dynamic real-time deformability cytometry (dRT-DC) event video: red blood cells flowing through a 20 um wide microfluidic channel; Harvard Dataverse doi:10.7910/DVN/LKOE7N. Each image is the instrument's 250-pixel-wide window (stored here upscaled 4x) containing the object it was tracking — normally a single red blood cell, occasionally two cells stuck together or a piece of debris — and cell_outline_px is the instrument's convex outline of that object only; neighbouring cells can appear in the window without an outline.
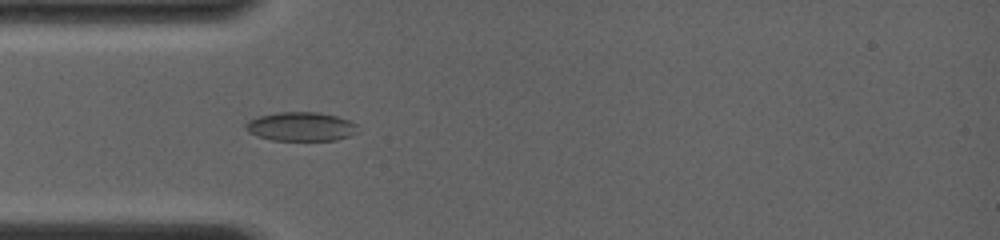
{"species": "common noctule bat (a hibernating species)", "species_latin": "Nyctalus noctula", "temperature_condition": "room temperature", "stored_images_in_passage": 29, "camera_frame_rate_fps": 4000, "um_per_image_px": 0.085, "animal": {"sex": "female", "body_mass_g": 19.0, "forearm_length_mm": 56.7}, "frame": {"image": 1, "passage_image": 3, "time_ms": 0.75, "image_size_px": [1000, 240], "cell_outline_px": [[356, 132], [348, 136], [336, 140], [272, 140], [256, 136], [248, 132], [244, 128], [244, 124], [248, 120], [260, 116], [276, 112], [320, 112], [336, 116], [348, 120], [356, 124]], "centroid_in_image_um": [25.52, 10.75], "position_along_channel_um": 59.5, "area_um2": 18.9}}
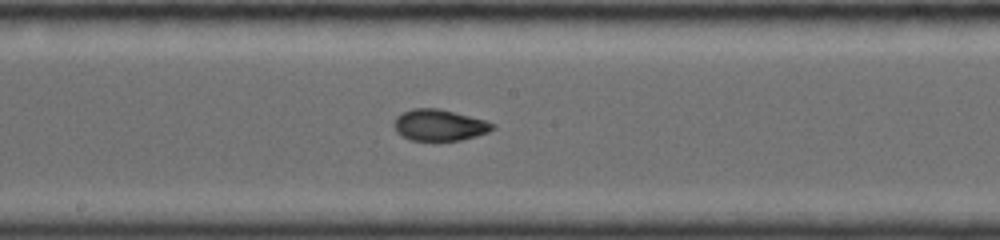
{"frame": {"image": 2, "passage_image": 13, "time_ms": 4.5, "image_size_px": [1000, 240], "cell_outline_px": [[496, 128], [488, 132], [476, 136], [460, 140], [412, 140], [396, 132], [392, 124], [396, 116], [412, 108], [436, 108], [484, 120], [496, 124]], "centroid_in_image_um": [37.33, 10.63], "position_along_channel_um": 210.9, "area_um2": 17.8}}
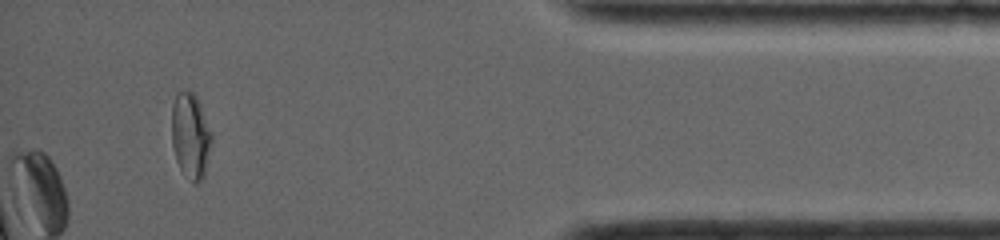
{"frame": {"image": 3, "passage_image": 26, "time_ms": 10.5, "image_size_px": [1000, 240], "cell_outline_px": [[212, 140], [204, 176], [200, 180], [192, 180], [180, 168], [176, 160], [172, 144], [172, 104], [176, 92], [192, 92], [196, 96], [212, 136]], "centroid_in_image_um": [16.17, 11.51], "position_along_channel_um": 419.0, "area_um2": 19.31}, "authors_computed_cell_mechanics": {"area_um2": 18.207, "velocity_mm_per_s": 4.0592, "shape_relaxation_time_tau1_ms": null, "shape_relaxation_time_tau2_ms": 1.1043, "deformation_change_tau1": null, "deformation_change_tau2": 0.0497}}